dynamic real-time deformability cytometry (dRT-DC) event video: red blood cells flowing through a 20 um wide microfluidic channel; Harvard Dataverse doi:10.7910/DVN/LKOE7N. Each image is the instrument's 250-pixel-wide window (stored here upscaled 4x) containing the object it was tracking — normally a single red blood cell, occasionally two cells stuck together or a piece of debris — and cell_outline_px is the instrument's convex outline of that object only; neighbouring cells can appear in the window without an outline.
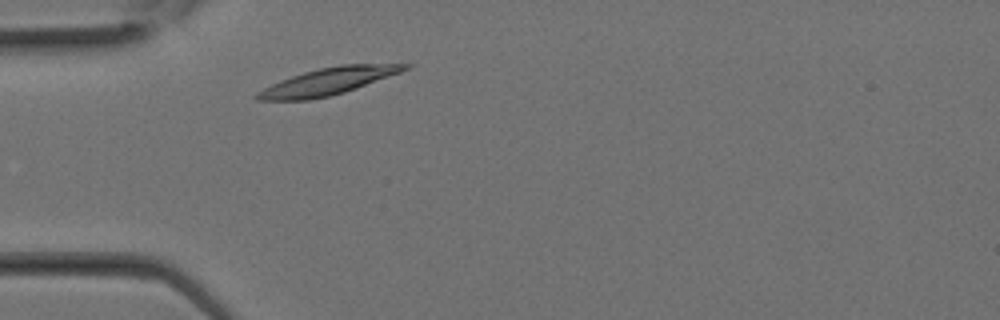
{"species": "Egyptian fruit bat (a non-hibernating species)", "species_latin": "Rousettus aegyptiacus", "temperature_condition": "room temperature", "stored_images_in_passage": 4, "camera_frame_rate_fps": 3000, "um_per_image_px": 0.085, "animal": {"sex": "female"}, "frame": {"image": 1, "passage_image": 2, "time_ms": 0.333, "image_size_px": [1000, 320], "cell_outline_px": [[412, 64], [408, 68], [400, 72], [356, 88], [344, 92], [328, 96], [308, 100], [256, 100], [252, 96], [256, 92], [280, 80], [304, 72], [320, 68], [340, 64]], "centroid_in_image_um": [27.82, 6.92], "position_along_channel_um": 57.2, "area_um2": 22.89}}
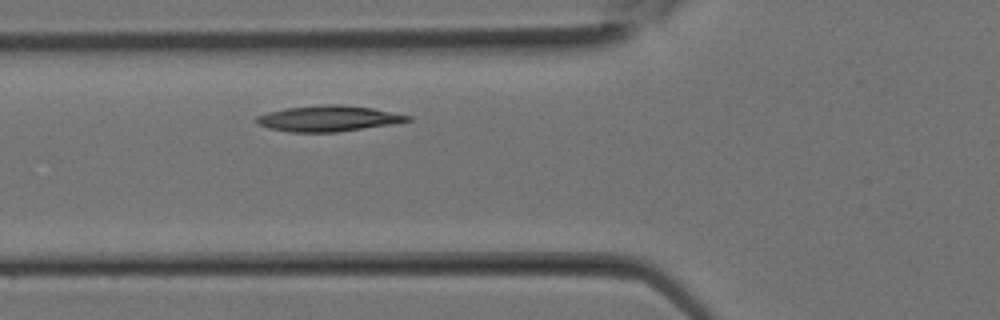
{"frame": {"image": 2, "passage_image": 4, "time_ms": 1.0, "image_size_px": [1000, 320], "cell_outline_px": [[412, 120], [392, 124], [336, 132], [288, 132], [268, 128], [256, 124], [256, 116], [268, 112], [288, 108], [324, 104], [340, 104], [372, 108], [412, 116]], "centroid_in_image_um": [27.89, 10.07], "position_along_channel_um": 97.9, "area_um2": 22.66}}